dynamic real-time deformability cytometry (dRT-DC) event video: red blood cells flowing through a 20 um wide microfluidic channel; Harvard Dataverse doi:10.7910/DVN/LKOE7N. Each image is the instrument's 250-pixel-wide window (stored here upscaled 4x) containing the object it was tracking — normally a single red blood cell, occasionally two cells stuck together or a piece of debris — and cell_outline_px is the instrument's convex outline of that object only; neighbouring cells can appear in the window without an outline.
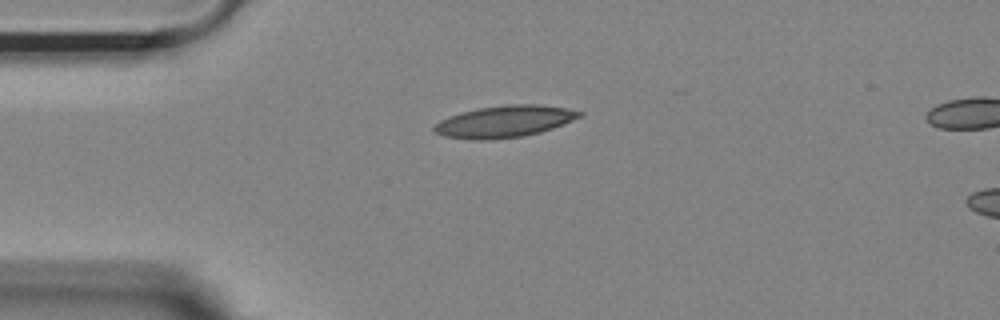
{"species": "Egyptian fruit bat (a non-hibernating species)", "species_latin": "Rousettus aegyptiacus", "temperature_condition": "room temperature", "stored_images_in_passage": 34, "camera_frame_rate_fps": 3000, "um_per_image_px": 0.085, "animal": {"sex": "female"}, "frame": {"image": 1, "passage_image": 1, "time_ms": 0.0, "image_size_px": [1000, 320], "cell_outline_px": [[584, 116], [564, 124], [540, 132], [524, 136], [488, 140], [476, 140], [444, 136], [436, 132], [432, 128], [440, 120], [448, 116], [460, 112], [476, 108], [504, 104], [540, 104], [568, 108], [584, 112]], "centroid_in_image_um": [42.92, 10.31], "position_along_channel_um": 42.1, "area_um2": 27.22}}
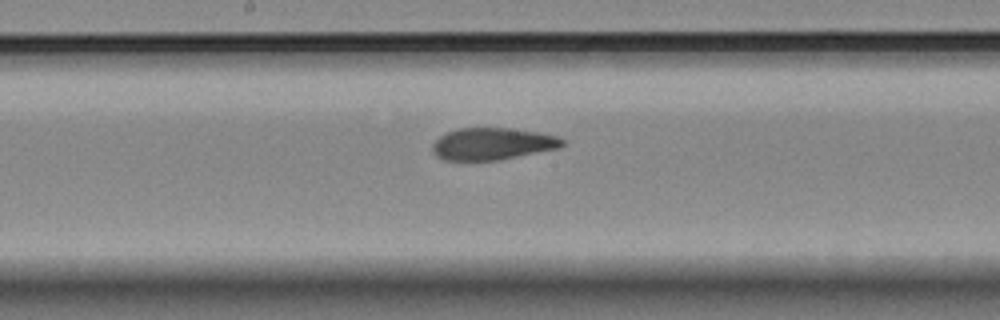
{"frame": {"image": 2, "passage_image": 16, "time_ms": 5.0, "image_size_px": [1000, 320], "cell_outline_px": [[564, 144], [560, 148], [500, 160], [444, 160], [436, 156], [432, 152], [432, 144], [444, 132], [456, 128], [508, 128], [536, 132], [560, 136], [564, 140]], "centroid_in_image_um": [41.85, 12.22], "position_along_channel_um": 206.4, "area_um2": 24.45}}
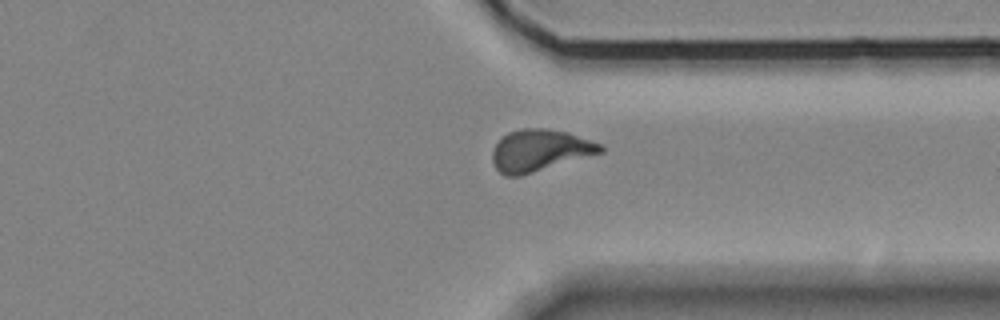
{"frame": {"image": 3, "passage_image": 29, "time_ms": 9.333, "image_size_px": [1000, 320], "cell_outline_px": [[604, 152], [520, 176], [504, 176], [496, 168], [492, 160], [492, 152], [496, 144], [508, 132], [524, 128], [548, 128], [568, 132], [604, 144]], "centroid_in_image_um": [45.92, 12.78], "position_along_channel_um": 365.5, "area_um2": 26.41}, "authors_computed_cell_mechanics": {"area_um2": 25.6343, "velocity_mm_per_s": 3.6755, "shape_relaxation_time_tau1_ms": null, "shape_relaxation_time_tau2_ms": 1.9089, "deformation_change_tau1": null, "deformation_change_tau2": 0.0937}}